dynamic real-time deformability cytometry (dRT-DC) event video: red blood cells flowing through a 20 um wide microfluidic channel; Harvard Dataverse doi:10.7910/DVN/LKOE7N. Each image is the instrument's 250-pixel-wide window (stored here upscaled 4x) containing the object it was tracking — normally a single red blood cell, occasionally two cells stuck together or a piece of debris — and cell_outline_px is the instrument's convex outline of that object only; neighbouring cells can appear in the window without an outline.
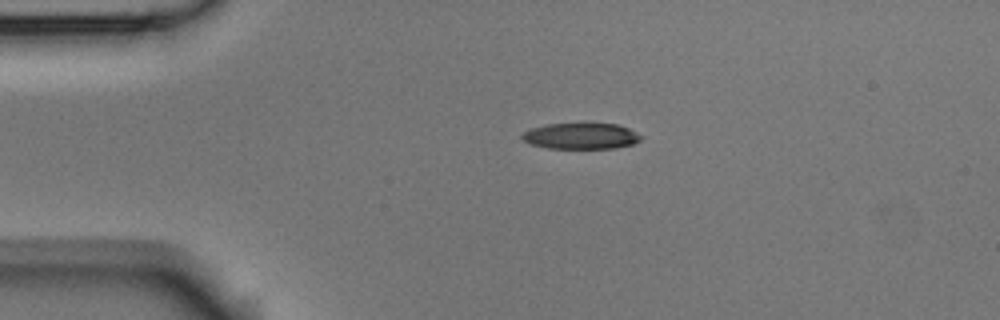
{"species": "Egyptian fruit bat (a non-hibernating species)", "species_latin": "Rousettus aegyptiacus", "temperature_condition": "room temperature", "stored_images_in_passage": 2, "camera_frame_rate_fps": 3000, "um_per_image_px": 0.085, "animal": {"sex": "male"}, "frame": {"image": 1, "passage_image": 1, "time_ms": 0.0, "image_size_px": [1000, 320], "cell_outline_px": [[644, 136], [640, 140], [632, 144], [616, 148], [548, 148], [532, 144], [524, 140], [520, 136], [528, 128], [548, 124], [580, 120], [620, 124]], "centroid_in_image_um": [49.4, 11.5], "position_along_channel_um": 35.6, "area_um2": 19.02}}